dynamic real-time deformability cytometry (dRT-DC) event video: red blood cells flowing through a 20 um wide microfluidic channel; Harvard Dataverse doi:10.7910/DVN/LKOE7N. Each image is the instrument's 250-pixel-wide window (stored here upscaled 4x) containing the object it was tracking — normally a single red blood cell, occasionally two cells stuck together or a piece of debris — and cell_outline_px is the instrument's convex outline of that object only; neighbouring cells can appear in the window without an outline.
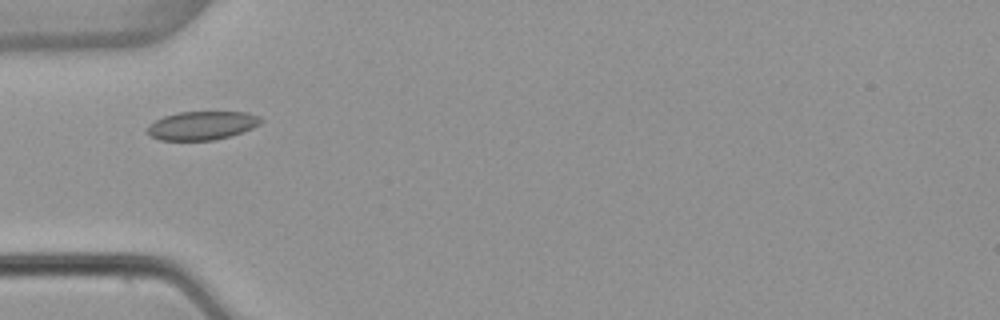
{"species": "common noctule bat (a hibernating species)", "species_latin": "Nyctalus noctula", "temperature_condition": "warm", "stored_images_in_passage": 31, "camera_frame_rate_fps": 3000, "um_per_image_px": 0.085, "animal": {"sex": "female", "body_mass_g": 22.7, "forearm_length_mm": 54.2}, "frame": {"image": 1, "passage_image": 1, "time_ms": 0.0, "image_size_px": [1000, 320], "cell_outline_px": [[264, 120], [260, 124], [252, 128], [232, 136], [216, 140], [160, 140], [152, 136], [148, 132], [148, 124], [164, 116], [180, 112], [248, 112], [260, 116]], "centroid_in_image_um": [17.22, 10.67], "position_along_channel_um": 67.8, "area_um2": 18.96}}
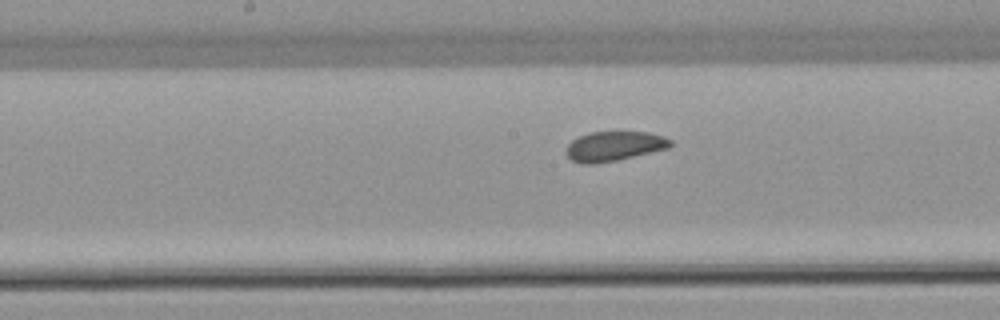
{"frame": {"image": 2, "passage_image": 11, "time_ms": 3.333, "image_size_px": [1000, 320], "cell_outline_px": [[672, 144], [668, 148], [616, 160], [596, 164], [584, 164], [572, 160], [564, 152], [568, 144], [572, 140], [588, 132], [648, 132], [664, 136], [672, 140]], "centroid_in_image_um": [52.18, 12.42], "position_along_channel_um": 196.0, "area_um2": 17.98}}
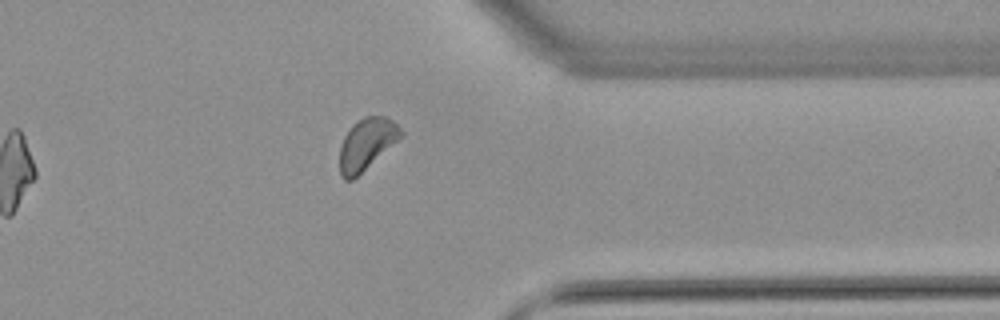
{"frame": {"image": 3, "passage_image": 26, "time_ms": 8.333, "image_size_px": [1000, 320], "cell_outline_px": [[404, 132], [396, 140], [352, 180], [344, 180], [340, 176], [340, 144], [344, 136], [352, 124], [364, 116], [384, 116], [392, 120]], "centroid_in_image_um": [31.1, 12.22], "position_along_channel_um": 380.3, "area_um2": 17.8}}